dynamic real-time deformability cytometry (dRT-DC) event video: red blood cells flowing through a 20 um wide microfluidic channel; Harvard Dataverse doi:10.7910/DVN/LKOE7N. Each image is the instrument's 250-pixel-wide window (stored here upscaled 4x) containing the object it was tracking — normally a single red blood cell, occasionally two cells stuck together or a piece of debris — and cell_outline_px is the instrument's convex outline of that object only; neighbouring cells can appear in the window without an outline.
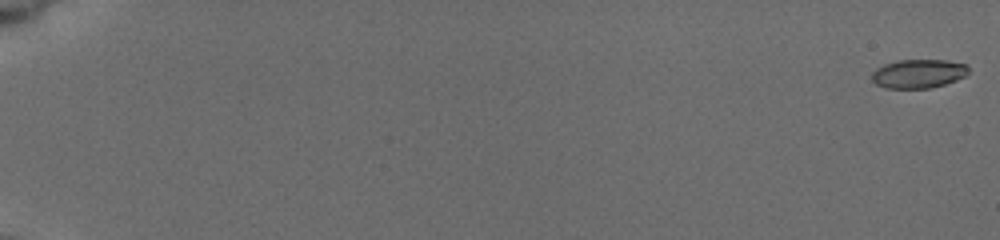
{"species": "common noctule bat (a hibernating species)", "species_latin": "Nyctalus noctula", "temperature_condition": "cold", "stored_images_in_passage": 28, "camera_frame_rate_fps": 3000, "um_per_image_px": 0.085, "animal": {"sex": "female", "body_mass_g": 19.5, "forearm_length_mm": 54.1}, "frame": {"image": 1, "passage_image": 1, "time_ms": 0.0, "image_size_px": [1000, 240], "cell_outline_px": [[968, 72], [964, 76], [956, 80], [944, 84], [928, 88], [888, 88], [876, 84], [872, 80], [872, 72], [876, 68], [884, 64], [900, 60], [944, 60], [964, 64], [968, 68]], "centroid_in_image_um": [78.03, 6.26], "position_along_channel_um": 7.0, "area_um2": 16.01}}
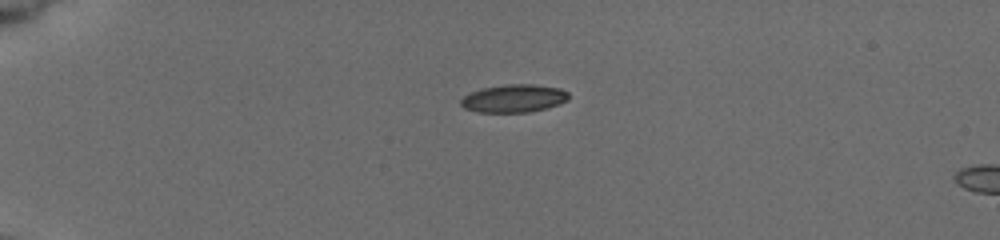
{"frame": {"image": 2, "passage_image": 21, "time_ms": 5.0, "image_size_px": [1000, 240], "cell_outline_px": [[568, 100], [544, 108], [528, 112], [480, 112], [464, 108], [460, 104], [460, 100], [464, 96], [480, 88], [508, 84], [532, 84], [560, 88], [568, 92]], "centroid_in_image_um": [43.65, 8.35], "position_along_channel_um": 41.4, "area_um2": 17.34}}